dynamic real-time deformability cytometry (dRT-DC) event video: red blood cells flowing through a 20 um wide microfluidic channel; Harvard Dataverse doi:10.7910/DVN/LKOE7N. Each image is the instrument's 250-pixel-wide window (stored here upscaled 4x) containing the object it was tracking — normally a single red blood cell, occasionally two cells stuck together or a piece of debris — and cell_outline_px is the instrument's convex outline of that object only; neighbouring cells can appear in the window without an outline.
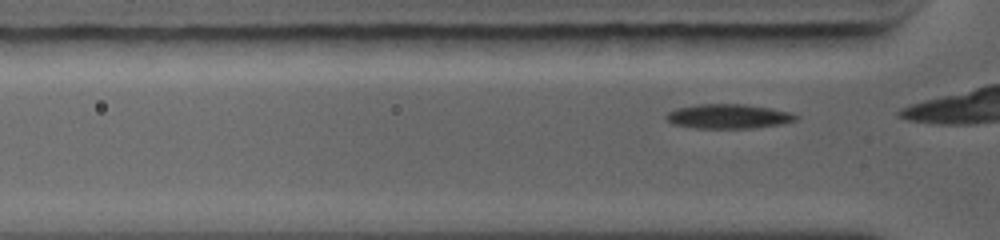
{"species": "common noctule bat (a hibernating species)", "species_latin": "Nyctalus noctula", "temperature_condition": "warm", "stored_images_in_passage": 42, "camera_frame_rate_fps": 5000, "um_per_image_px": 0.085, "animal": {"sex": "female", "body_mass_g": 19.0, "forearm_length_mm": 56.7}, "frame": {"image": 1, "passage_image": 3, "time_ms": 0.2, "image_size_px": [1000, 240], "cell_outline_px": [[800, 116], [796, 120], [784, 124], [752, 128], [696, 128], [672, 124], [664, 116], [668, 112], [676, 108], [696, 104], [744, 104], [768, 108], [788, 112]], "centroid_in_image_um": [61.89, 9.89], "position_along_channel_um": 63.9, "area_um2": 18.5}}
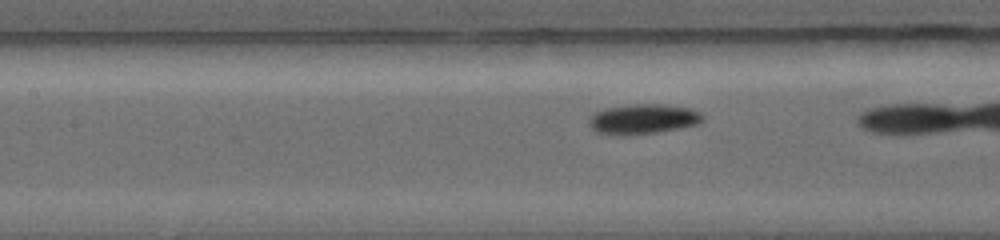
{"frame": {"image": 2, "passage_image": 16, "time_ms": 2.2, "image_size_px": [1000, 240], "cell_outline_px": [[704, 120], [700, 124], [680, 128], [656, 132], [596, 132], [588, 124], [588, 120], [596, 112], [604, 108], [628, 104], [664, 104], [692, 108], [700, 112], [704, 116]], "centroid_in_image_um": [54.76, 10.06], "position_along_channel_um": 152.6, "area_um2": 19.31}}
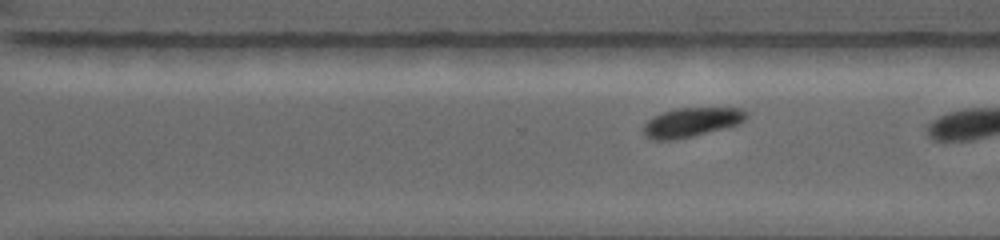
{"frame": {"image": 3, "passage_image": 41, "time_ms": 5.8, "image_size_px": [1000, 240], "cell_outline_px": [[748, 116], [740, 124], [676, 140], [652, 140], [644, 136], [644, 124], [652, 116], [676, 108], [744, 108], [748, 112]], "centroid_in_image_um": [58.78, 10.39], "position_along_channel_um": 311.8, "area_um2": 17.63}}